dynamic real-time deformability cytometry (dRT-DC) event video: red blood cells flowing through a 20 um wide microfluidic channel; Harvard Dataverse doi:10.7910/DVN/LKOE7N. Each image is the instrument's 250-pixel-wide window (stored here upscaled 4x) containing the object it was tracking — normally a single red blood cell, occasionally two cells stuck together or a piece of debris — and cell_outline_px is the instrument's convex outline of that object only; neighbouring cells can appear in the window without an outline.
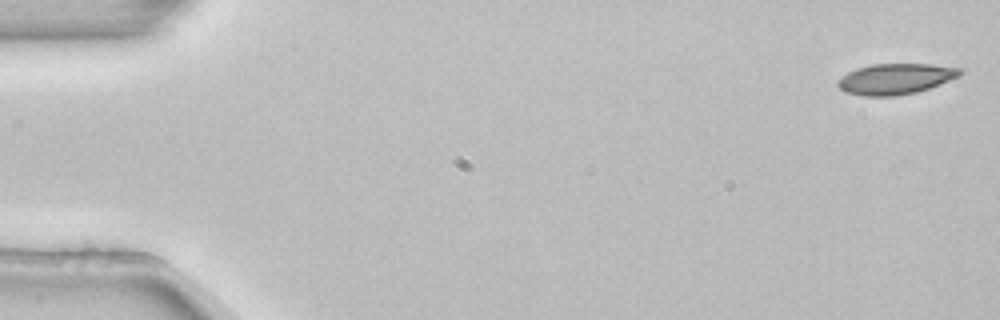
{"species": "common noctule bat (a hibernating species)", "species_latin": "Nyctalus noctula", "temperature_condition": "room temperature", "stored_images_in_passage": 4, "camera_frame_rate_fps": 3000, "um_per_image_px": 0.085, "animal": {"sex": "female", "body_mass_g": 22.7, "forearm_length_mm": 54.2}, "frame": {"image": 1, "passage_image": 1, "time_ms": 0.0, "image_size_px": [1000, 320], "cell_outline_px": [[964, 72], [960, 76], [940, 84], [916, 92], [896, 96], [860, 96], [844, 92], [836, 84], [836, 80], [840, 76], [856, 68], [872, 64], [928, 64], [960, 68]], "centroid_in_image_um": [76.07, 6.71], "position_along_channel_um": 8.9, "area_um2": 22.08}}
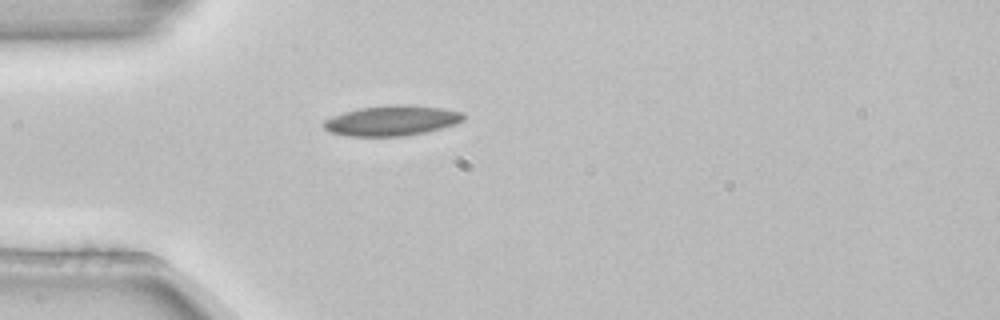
{"frame": {"image": 2, "passage_image": 4, "time_ms": 1.0, "image_size_px": [1000, 320], "cell_outline_px": [[464, 120], [456, 124], [424, 132], [404, 136], [348, 136], [328, 132], [324, 128], [324, 120], [332, 116], [344, 112], [360, 108], [396, 104], [412, 104], [440, 108], [464, 112]], "centroid_in_image_um": [33.3, 10.25], "position_along_channel_um": 51.7, "area_um2": 24.62}}